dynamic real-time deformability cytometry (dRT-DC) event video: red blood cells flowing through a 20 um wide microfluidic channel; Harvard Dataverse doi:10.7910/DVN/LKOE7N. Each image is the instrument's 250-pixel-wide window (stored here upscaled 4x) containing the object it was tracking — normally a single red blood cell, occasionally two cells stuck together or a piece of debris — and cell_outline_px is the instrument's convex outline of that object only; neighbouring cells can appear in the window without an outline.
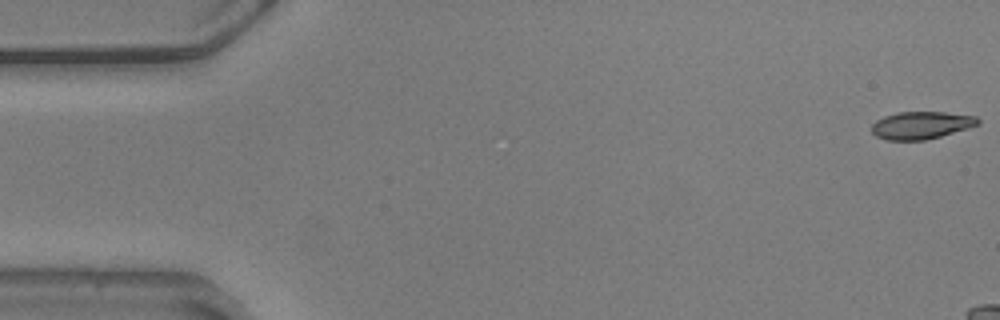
{"species": "common noctule bat (a hibernating species)", "species_latin": "Nyctalus noctula", "temperature_condition": "warm", "stored_images_in_passage": 9, "camera_frame_rate_fps": 3000, "um_per_image_px": 0.085, "animal": {"sex": "male", "body_mass_g": 20.5, "forearm_length_mm": 52.5}, "frame": {"image": 1, "passage_image": 1, "time_ms": 0.0, "image_size_px": [1000, 320], "cell_outline_px": [[980, 124], [968, 128], [940, 136], [924, 140], [888, 140], [876, 136], [872, 132], [872, 124], [876, 120], [884, 116], [896, 112], [944, 112], [976, 116], [980, 120]], "centroid_in_image_um": [78.3, 10.64], "position_along_channel_um": 6.7, "area_um2": 16.99}}